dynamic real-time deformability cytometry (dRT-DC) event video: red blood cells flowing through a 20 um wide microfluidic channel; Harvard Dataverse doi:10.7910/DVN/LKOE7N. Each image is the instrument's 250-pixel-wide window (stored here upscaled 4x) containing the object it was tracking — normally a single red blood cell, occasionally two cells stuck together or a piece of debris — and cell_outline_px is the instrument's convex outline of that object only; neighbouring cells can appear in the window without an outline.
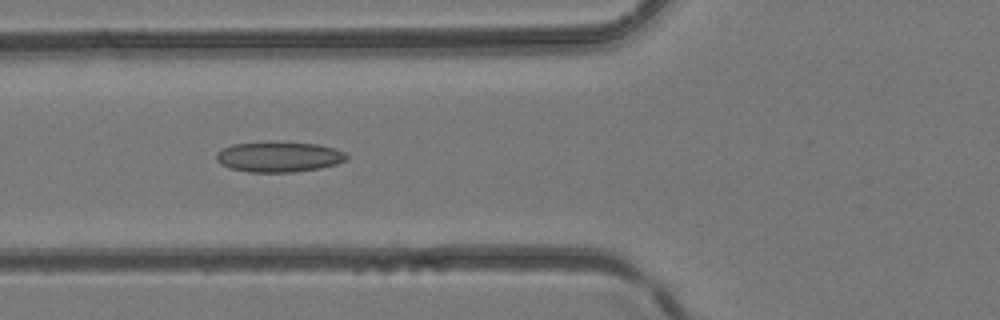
{"species": "common noctule bat (a hibernating species)", "species_latin": "Nyctalus noctula", "temperature_condition": "room temperature", "stored_images_in_passage": 36, "camera_frame_rate_fps": 3000, "um_per_image_px": 0.085, "animal": {"sex": "female", "body_mass_g": 24.6, "forearm_length_mm": 56.2}, "frame": {"image": 1, "passage_image": 10, "time_ms": 3.0, "image_size_px": [1000, 320], "cell_outline_px": [[348, 160], [336, 164], [320, 168], [292, 172], [248, 172], [232, 168], [220, 164], [216, 160], [216, 152], [232, 144], [272, 140], [320, 144], [336, 148], [344, 152], [348, 156]], "centroid_in_image_um": [23.72, 13.3], "position_along_channel_um": 102.1, "area_um2": 23.64}}
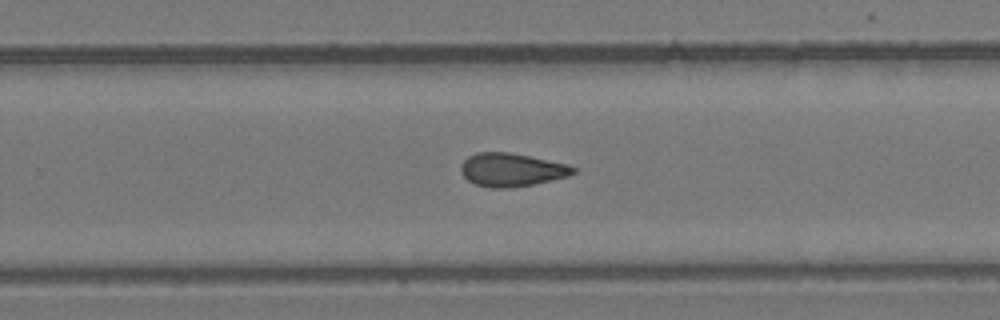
{"frame": {"image": 2, "passage_image": 21, "time_ms": 6.667, "image_size_px": [1000, 320], "cell_outline_px": [[576, 172], [568, 176], [532, 184], [508, 188], [488, 188], [476, 184], [468, 180], [460, 172], [460, 164], [468, 156], [476, 152], [508, 152], [568, 164], [576, 168]], "centroid_in_image_um": [43.45, 14.43], "position_along_channel_um": 286.4, "area_um2": 21.73}}
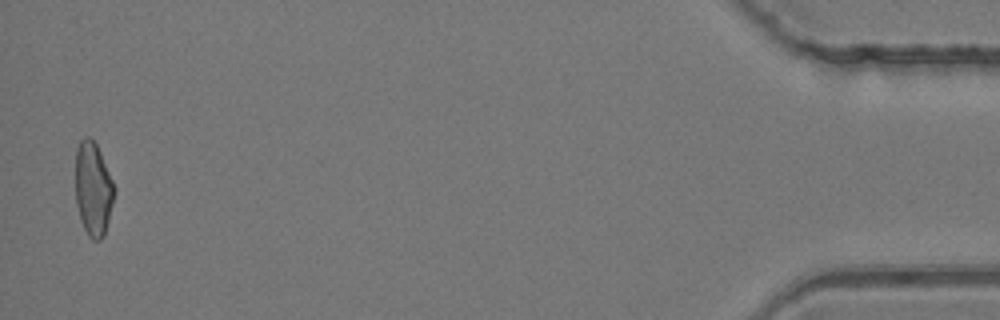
{"frame": {"image": 3, "passage_image": 35, "time_ms": 11.333, "image_size_px": [1000, 320], "cell_outline_px": [[116, 192], [104, 236], [100, 240], [92, 240], [88, 236], [80, 220], [76, 204], [76, 148], [80, 140], [84, 136], [88, 136], [96, 144], [100, 152], [116, 188]], "centroid_in_image_um": [7.92, 16.08], "position_along_channel_um": 427.3, "area_um2": 21.39}}